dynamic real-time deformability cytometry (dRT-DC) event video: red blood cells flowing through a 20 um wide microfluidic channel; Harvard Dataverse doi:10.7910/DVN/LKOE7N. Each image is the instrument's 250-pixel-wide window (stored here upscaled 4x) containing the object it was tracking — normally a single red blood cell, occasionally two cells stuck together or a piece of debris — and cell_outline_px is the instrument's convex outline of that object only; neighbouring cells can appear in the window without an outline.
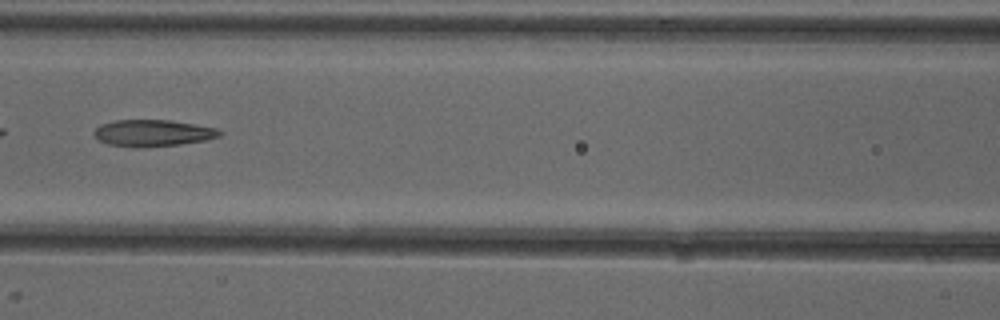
{"species": "common noctule bat (a hibernating species)", "species_latin": "Nyctalus noctula", "temperature_condition": "cold", "stored_images_in_passage": 6, "camera_frame_rate_fps": 3000, "um_per_image_px": 0.085, "animal": {"sex": "female"}, "frame": {"image": 1, "passage_image": 6, "time_ms": 7.0, "image_size_px": [1000, 320], "cell_outline_px": [[224, 132], [220, 136], [208, 140], [180, 144], [108, 144], [100, 140], [92, 132], [100, 124], [112, 120], [172, 120], [216, 128]], "centroid_in_image_um": [13.06, 11.25], "position_along_channel_um": 153.5, "area_um2": 18.61}}